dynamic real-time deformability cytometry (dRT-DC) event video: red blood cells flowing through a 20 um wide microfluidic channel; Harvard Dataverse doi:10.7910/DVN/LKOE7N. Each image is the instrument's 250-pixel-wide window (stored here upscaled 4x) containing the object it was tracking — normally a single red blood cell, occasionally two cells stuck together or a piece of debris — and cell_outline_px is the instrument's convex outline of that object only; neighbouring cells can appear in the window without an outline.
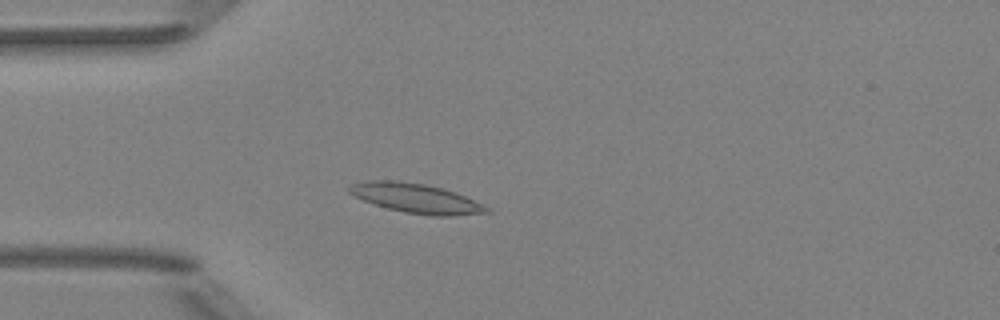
{"species": "Egyptian fruit bat (a non-hibernating species)", "species_latin": "Rousettus aegyptiacus", "temperature_condition": "room temperature", "stored_images_in_passage": 52, "camera_frame_rate_fps": 3000, "um_per_image_px": 0.085, "animal": {"sex": "female"}, "frame": {"image": 1, "passage_image": 14, "time_ms": 4.333, "image_size_px": [1000, 320], "cell_outline_px": [[492, 212], [452, 216], [432, 216], [404, 212], [388, 208], [364, 200], [348, 192], [348, 188], [352, 184], [364, 180], [396, 180], [424, 184], [440, 188], [464, 196], [492, 208]], "centroid_in_image_um": [35.38, 16.86], "position_along_channel_um": 49.6, "area_um2": 23.41}}
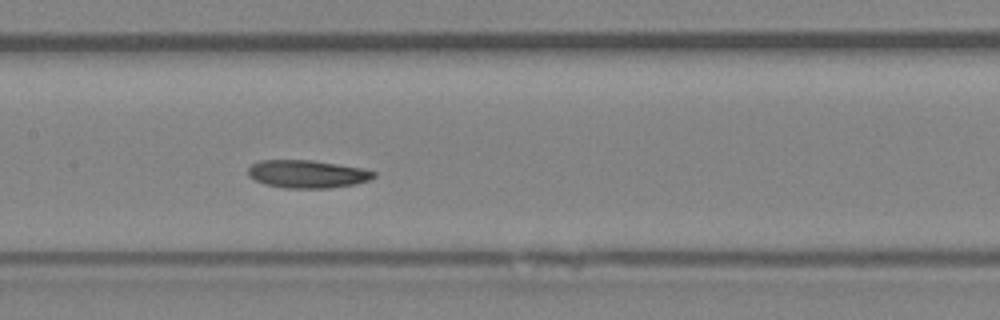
{"frame": {"image": 2, "passage_image": 25, "time_ms": 8.0, "image_size_px": [1000, 320], "cell_outline_px": [[376, 176], [368, 180], [356, 184], [328, 188], [284, 188], [264, 184], [248, 176], [248, 168], [252, 164], [260, 160], [312, 160], [364, 168], [376, 172]], "centroid_in_image_um": [26.12, 14.79], "position_along_channel_um": 181.3, "area_um2": 20.52}}
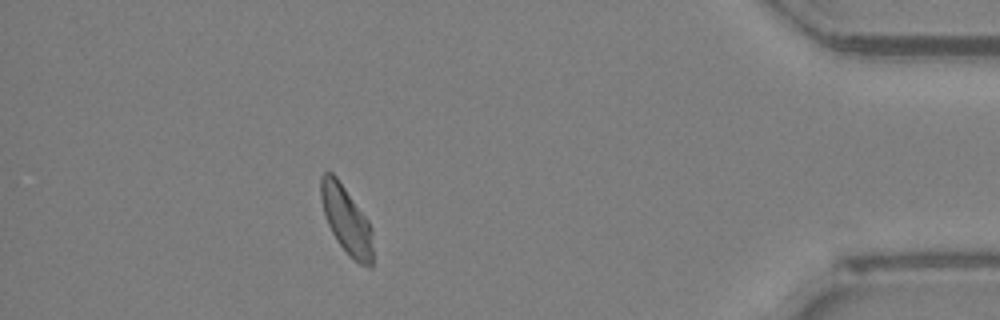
{"frame": {"image": 3, "passage_image": 46, "time_ms": 15.0, "image_size_px": [1000, 320], "cell_outline_px": [[372, 268], [368, 268], [360, 264], [340, 244], [332, 232], [328, 224], [320, 200], [320, 176], [324, 172], [332, 172], [336, 176], [368, 220], [372, 228]], "centroid_in_image_um": [29.44, 18.66], "position_along_channel_um": 405.8, "area_um2": 20.17}, "authors_computed_cell_mechanics": {"area_um2": 20.7502, "velocity_mm_per_s": 3.9166, "shape_relaxation_time_tau1_ms": 4.204, "shape_relaxation_time_tau2_ms": 2.4087, "deformation_change_tau1": 0.1157, "deformation_change_tau2": 0.0772}}